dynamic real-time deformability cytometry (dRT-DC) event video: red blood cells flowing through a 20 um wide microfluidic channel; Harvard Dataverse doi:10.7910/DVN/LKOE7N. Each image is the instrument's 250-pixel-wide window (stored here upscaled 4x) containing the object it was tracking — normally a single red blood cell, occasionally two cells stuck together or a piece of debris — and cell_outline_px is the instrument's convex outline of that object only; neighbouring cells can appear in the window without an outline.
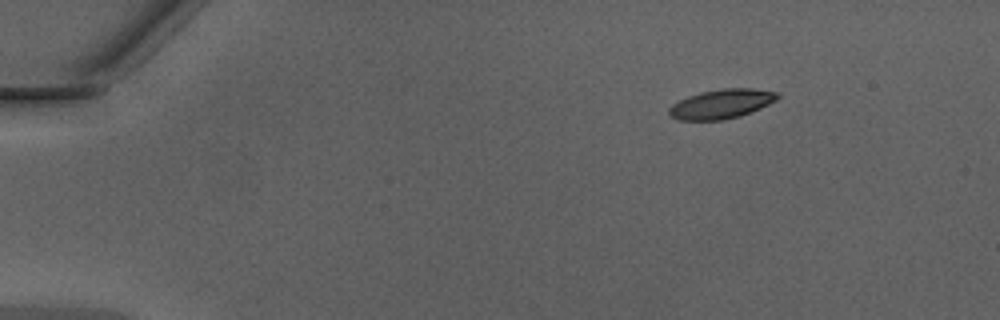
{"species": "Egyptian fruit bat (a non-hibernating species)", "species_latin": "Rousettus aegyptiacus", "temperature_condition": "warm", "stored_images_in_passage": 43, "camera_frame_rate_fps": 3000, "um_per_image_px": 0.085, "animal": {"sex": "male"}, "frame": {"image": 1, "passage_image": 1, "time_ms": 0.0, "image_size_px": [1000, 320], "cell_outline_px": [[780, 96], [776, 100], [760, 108], [740, 116], [724, 120], [680, 120], [672, 116], [668, 112], [668, 108], [672, 104], [688, 96], [700, 92], [720, 88], [752, 88], [780, 92]], "centroid_in_image_um": [61.34, 8.82], "position_along_channel_um": 23.7, "area_um2": 18.61}}
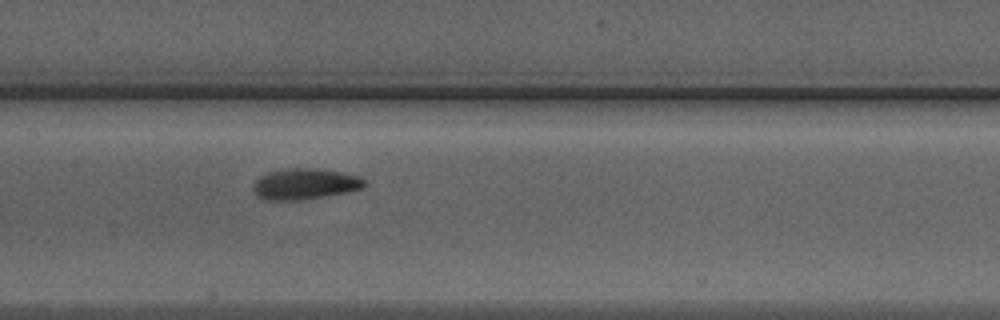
{"frame": {"image": 2, "passage_image": 19, "time_ms": 6.0, "image_size_px": [1000, 320], "cell_outline_px": [[368, 184], [360, 188], [348, 192], [328, 196], [300, 200], [268, 200], [260, 196], [252, 188], [252, 184], [260, 176], [268, 172], [292, 168], [316, 168], [340, 172], [360, 176]], "centroid_in_image_um": [25.94, 15.63], "position_along_channel_um": 181.5, "area_um2": 20.0}}
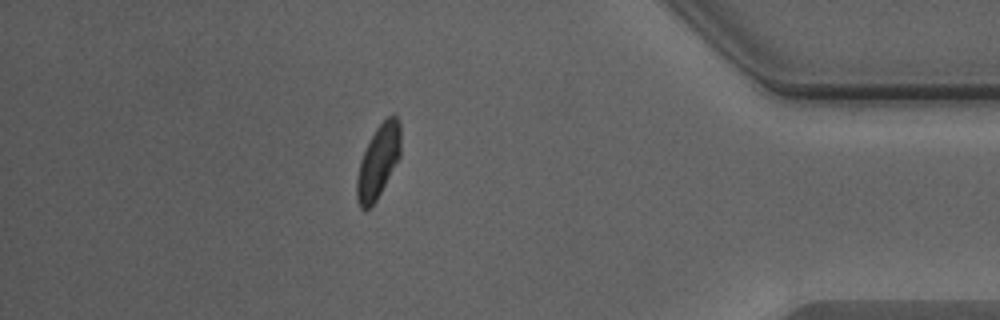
{"frame": {"image": 3, "passage_image": 37, "time_ms": 12.0, "image_size_px": [1000, 320], "cell_outline_px": [[400, 156], [376, 200], [368, 208], [360, 208], [356, 196], [356, 180], [360, 160], [376, 128], [392, 112], [400, 120]], "centroid_in_image_um": [32.16, 13.69], "position_along_channel_um": 403.0, "area_um2": 18.38}, "authors_computed_cell_mechanics": {"area_um2": 18.785, "velocity_mm_per_s": 4.2882, "shape_relaxation_time_tau1_ms": 3.6143, "shape_relaxation_time_tau2_ms": 1.8419, "deformation_change_tau1": 0.1182, "deformation_change_tau2": 0.0785}}